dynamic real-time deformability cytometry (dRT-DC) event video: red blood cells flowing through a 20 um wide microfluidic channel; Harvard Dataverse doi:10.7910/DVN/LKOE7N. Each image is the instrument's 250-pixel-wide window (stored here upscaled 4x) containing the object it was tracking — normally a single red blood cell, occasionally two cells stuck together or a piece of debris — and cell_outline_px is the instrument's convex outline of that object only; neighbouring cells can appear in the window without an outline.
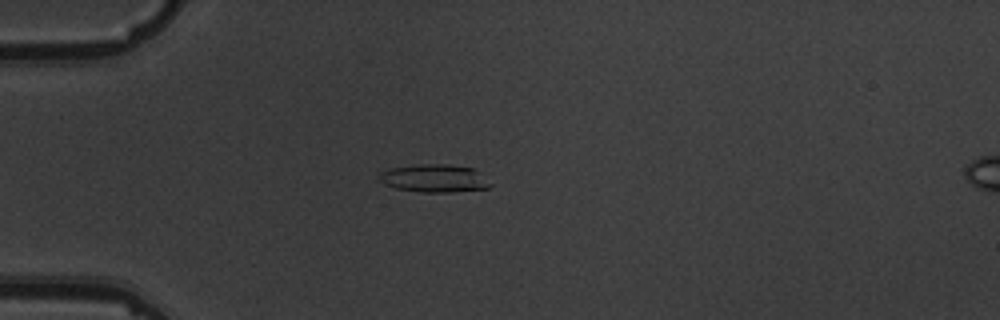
{"species": "common noctule bat (a hibernating species)", "species_latin": "Nyctalus noctula", "temperature_condition": "warm", "stored_images_in_passage": 5, "camera_frame_rate_fps": 3000, "um_per_image_px": 0.085, "animal": {"sex": "male", "body_mass_g": 19.5, "forearm_length_mm": 54.6}, "frame": {"image": 1, "passage_image": 1, "time_ms": 0.0, "image_size_px": [1000, 320], "cell_outline_px": [[492, 184], [488, 188], [452, 192], [420, 192], [396, 188], [384, 184], [376, 176], [380, 172], [388, 168], [416, 164], [448, 164], [472, 168]], "centroid_in_image_um": [36.85, 15.15], "position_along_channel_um": 48.2, "area_um2": 18.09}}
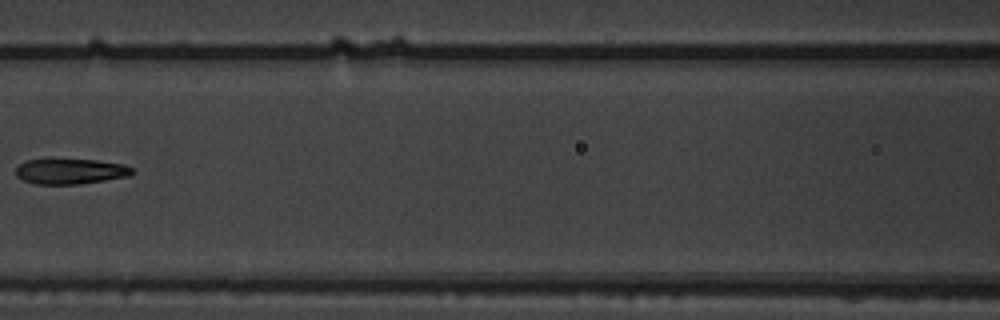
{"frame": {"image": 2, "passage_image": 4, "time_ms": 3.667, "image_size_px": [1000, 320], "cell_outline_px": [[136, 172], [128, 176], [80, 184], [36, 184], [24, 180], [16, 176], [16, 168], [20, 164], [28, 160], [96, 160], [124, 164], [132, 168]], "centroid_in_image_um": [6.02, 14.57], "position_along_channel_um": 160.6, "area_um2": 16.99}}
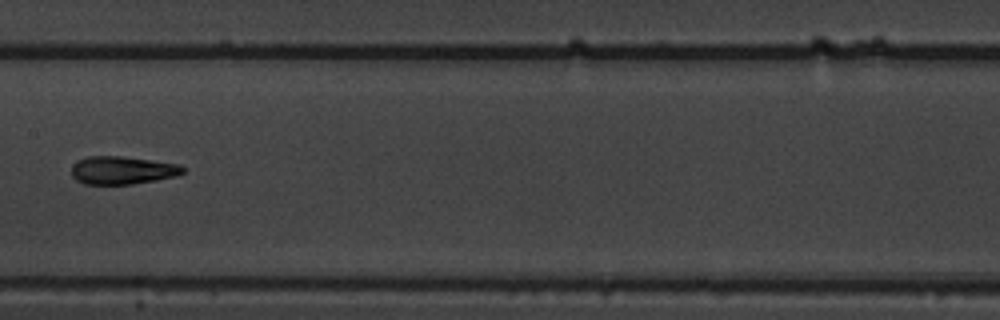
{"frame": {"image": 3, "passage_image": 5, "time_ms": 4.667, "image_size_px": [1000, 320], "cell_outline_px": [[184, 172], [176, 176], [156, 180], [132, 184], [84, 184], [76, 180], [72, 176], [72, 164], [88, 156], [120, 156], [180, 164], [184, 168]], "centroid_in_image_um": [10.39, 14.47], "position_along_channel_um": 197.0, "area_um2": 18.09}}